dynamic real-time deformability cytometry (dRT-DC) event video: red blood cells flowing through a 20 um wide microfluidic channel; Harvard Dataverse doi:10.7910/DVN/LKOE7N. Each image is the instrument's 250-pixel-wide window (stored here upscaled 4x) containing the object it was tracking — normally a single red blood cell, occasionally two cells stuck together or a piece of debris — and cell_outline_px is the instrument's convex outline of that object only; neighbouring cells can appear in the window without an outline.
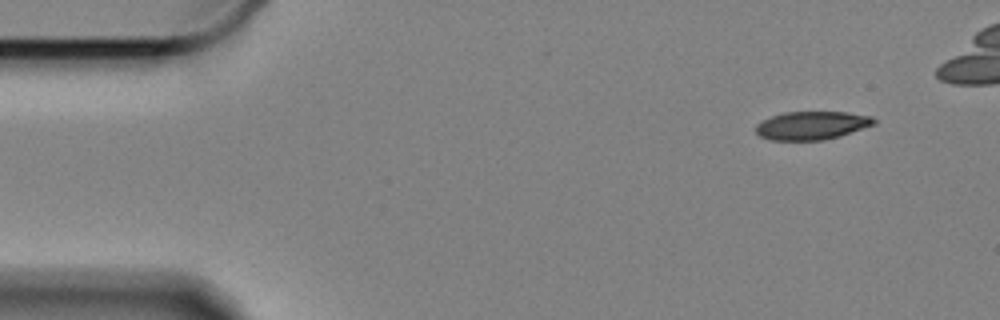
{"species": "Egyptian fruit bat (a non-hibernating species)", "species_latin": "Rousettus aegyptiacus", "temperature_condition": "cold", "stored_images_in_passage": 11, "camera_frame_rate_fps": 3000, "um_per_image_px": 0.085, "animal": {"sex": "female"}, "frame": {"image": 1, "passage_image": 1, "time_ms": 0.0, "image_size_px": [1000, 320], "cell_outline_px": [[876, 124], [840, 136], [824, 140], [772, 140], [760, 136], [756, 132], [756, 124], [772, 116], [784, 112], [848, 112], [872, 116], [876, 120]], "centroid_in_image_um": [69.04, 10.66], "position_along_channel_um": 16.0, "area_um2": 19.48}}